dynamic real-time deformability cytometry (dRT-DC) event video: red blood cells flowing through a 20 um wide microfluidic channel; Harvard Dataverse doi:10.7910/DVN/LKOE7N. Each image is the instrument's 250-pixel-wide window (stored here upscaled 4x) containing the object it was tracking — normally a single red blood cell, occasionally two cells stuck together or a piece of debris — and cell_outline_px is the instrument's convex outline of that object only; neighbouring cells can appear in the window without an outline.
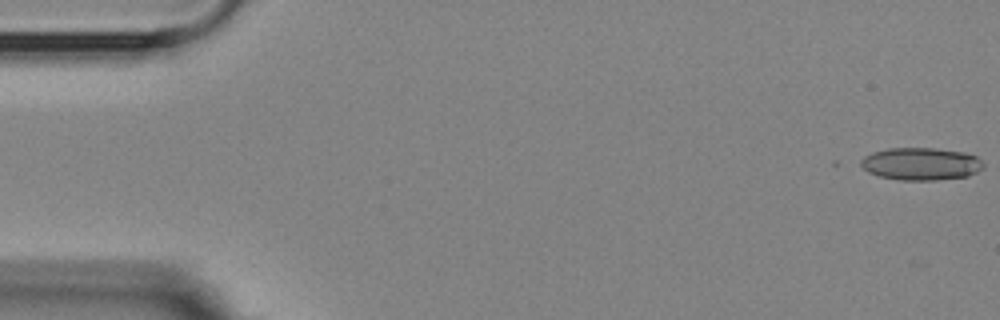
{"species": "Egyptian fruit bat (a non-hibernating species)", "species_latin": "Rousettus aegyptiacus", "temperature_condition": "room temperature", "stored_images_in_passage": 9, "camera_frame_rate_fps": 3000, "um_per_image_px": 0.085, "animal": {"sex": "female"}, "frame": {"image": 1, "passage_image": 1, "time_ms": 0.0, "image_size_px": [1000, 320], "cell_outline_px": [[984, 168], [968, 176], [936, 180], [900, 180], [880, 176], [868, 172], [860, 164], [860, 160], [864, 156], [872, 152], [888, 148], [936, 148], [964, 152], [976, 156], [984, 164]], "centroid_in_image_um": [78.28, 13.92], "position_along_channel_um": 6.7, "area_um2": 23.29}}